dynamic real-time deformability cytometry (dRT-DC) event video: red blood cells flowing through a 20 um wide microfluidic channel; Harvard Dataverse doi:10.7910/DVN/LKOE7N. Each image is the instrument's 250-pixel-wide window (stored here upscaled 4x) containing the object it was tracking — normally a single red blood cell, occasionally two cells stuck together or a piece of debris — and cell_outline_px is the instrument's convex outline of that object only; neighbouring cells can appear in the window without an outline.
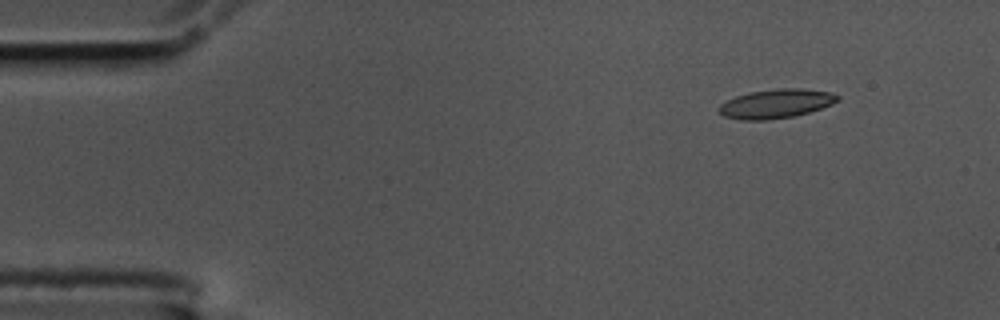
{"species": "common noctule bat (a hibernating species)", "species_latin": "Nyctalus noctula", "temperature_condition": "cold", "stored_images_in_passage": 4, "camera_frame_rate_fps": 3000, "um_per_image_px": 0.085, "animal": {"sex": "male", "body_mass_g": 17.5, "forearm_length_mm": 52.3}, "frame": {"image": 1, "passage_image": 2, "time_ms": 0.333, "image_size_px": [1000, 320], "cell_outline_px": [[840, 100], [832, 104], [808, 112], [792, 116], [768, 120], [740, 120], [724, 116], [720, 112], [720, 104], [736, 96], [748, 92], [780, 88], [800, 88], [832, 92], [840, 96]], "centroid_in_image_um": [65.99, 8.8], "position_along_channel_um": 19.0, "area_um2": 20.0}}
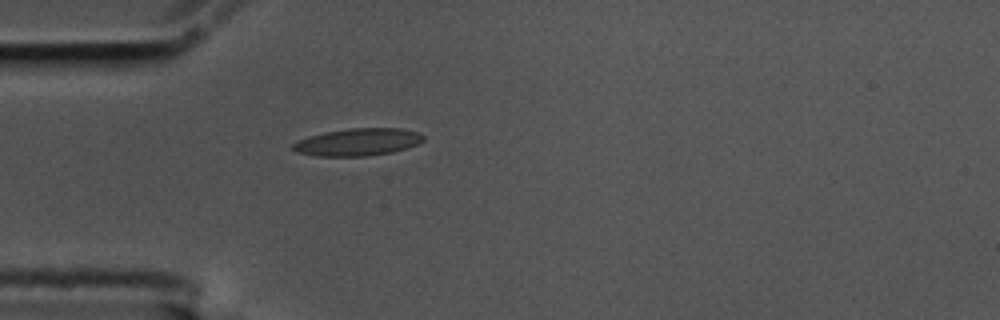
{"frame": {"image": 2, "passage_image": 4, "time_ms": 1.0, "image_size_px": [1000, 320], "cell_outline_px": [[424, 140], [420, 144], [408, 148], [392, 152], [368, 156], [316, 156], [296, 152], [292, 148], [292, 144], [308, 136], [324, 132], [348, 128], [400, 128], [416, 132], [424, 136]], "centroid_in_image_um": [30.43, 12.08], "position_along_channel_um": 54.6, "area_um2": 20.92}}